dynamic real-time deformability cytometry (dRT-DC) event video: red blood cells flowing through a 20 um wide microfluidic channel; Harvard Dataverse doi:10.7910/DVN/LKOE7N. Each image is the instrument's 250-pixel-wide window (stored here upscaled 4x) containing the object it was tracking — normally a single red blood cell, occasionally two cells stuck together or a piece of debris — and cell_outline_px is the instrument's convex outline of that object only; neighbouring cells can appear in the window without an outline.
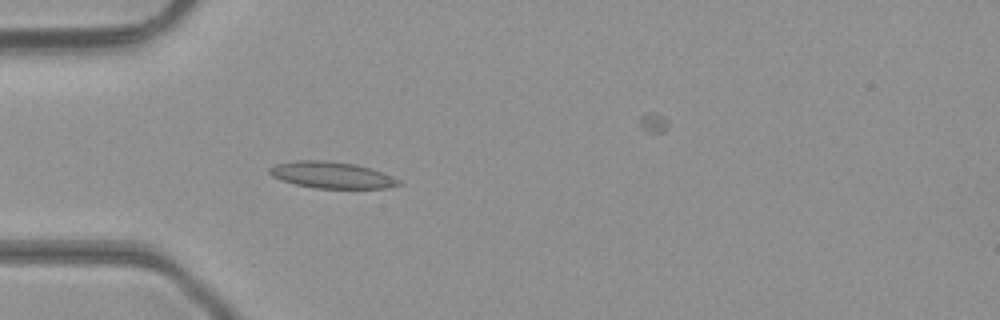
{"species": "common noctule bat (a hibernating species)", "species_latin": "Nyctalus noctula", "temperature_condition": "room temperature", "stored_images_in_passage": 48, "camera_frame_rate_fps": 3000, "um_per_image_px": 0.085, "animal": {"sex": "male", "body_mass_g": 23.1, "forearm_length_mm": 52.7}, "frame": {"image": 1, "passage_image": 14, "time_ms": 4.333, "image_size_px": [1000, 320], "cell_outline_px": [[404, 184], [388, 188], [316, 188], [296, 184], [280, 180], [272, 176], [268, 172], [268, 168], [276, 164], [296, 160], [320, 160], [356, 164], [372, 168], [384, 172], [400, 180]], "centroid_in_image_um": [28.22, 14.87], "position_along_channel_um": 56.8, "area_um2": 20.11}}
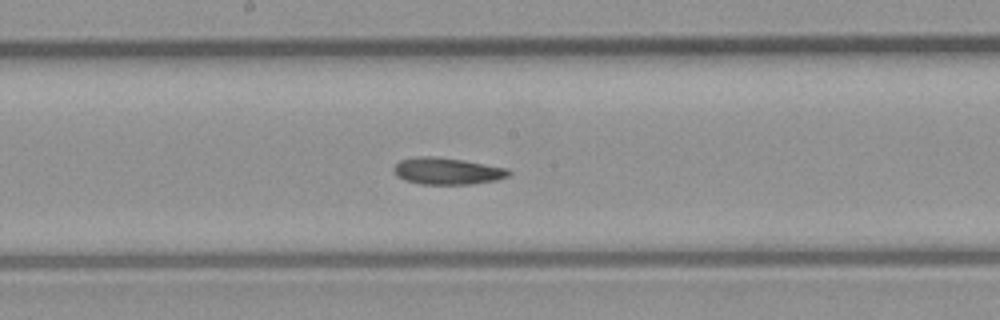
{"frame": {"image": 2, "passage_image": 25, "time_ms": 8.0, "image_size_px": [1000, 320], "cell_outline_px": [[512, 172], [508, 176], [496, 180], [472, 184], [420, 184], [404, 180], [396, 176], [392, 168], [400, 160], [416, 156], [436, 156], [464, 160], [508, 168]], "centroid_in_image_um": [37.99, 14.53], "position_along_channel_um": 210.2, "area_um2": 18.15}}
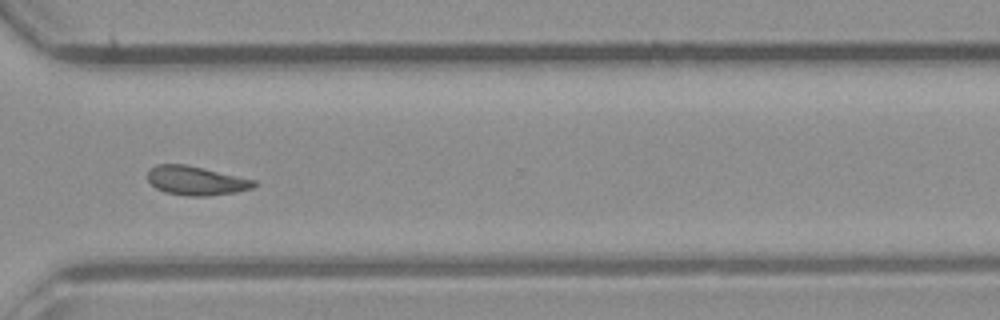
{"frame": {"image": 3, "passage_image": 35, "time_ms": 11.333, "image_size_px": [1000, 320], "cell_outline_px": [[256, 184], [252, 188], [236, 192], [208, 196], [188, 196], [164, 192], [156, 188], [148, 180], [148, 168], [156, 164], [184, 164], [204, 168], [256, 180]], "centroid_in_image_um": [16.64, 15.35], "position_along_channel_um": 354.0, "area_um2": 18.03}}